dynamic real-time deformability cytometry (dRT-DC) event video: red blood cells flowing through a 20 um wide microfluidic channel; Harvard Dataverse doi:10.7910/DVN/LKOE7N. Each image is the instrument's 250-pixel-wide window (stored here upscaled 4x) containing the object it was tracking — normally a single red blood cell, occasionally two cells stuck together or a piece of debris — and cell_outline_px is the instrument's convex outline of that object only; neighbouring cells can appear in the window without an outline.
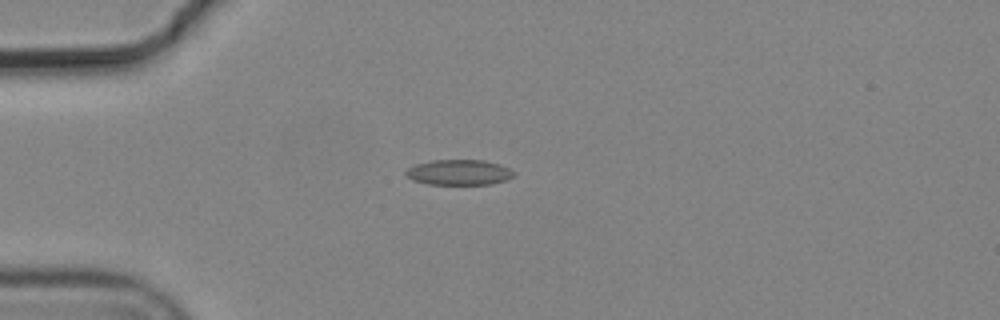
{"species": "common noctule bat (a hibernating species)", "species_latin": "Nyctalus noctula", "temperature_condition": "cold", "stored_images_in_passage": 4, "camera_frame_rate_fps": 3000, "um_per_image_px": 0.085, "animal": {"sex": "male", "body_mass_g": 19.2, "forearm_length_mm": 51.8}, "frame": {"image": 1, "passage_image": 2, "time_ms": 0.333, "image_size_px": [1000, 320], "cell_outline_px": [[516, 176], [508, 180], [492, 184], [428, 184], [412, 180], [404, 172], [408, 168], [416, 164], [432, 160], [484, 160], [500, 164], [516, 172]], "centroid_in_image_um": [39.07, 14.65], "position_along_channel_um": 45.9, "area_um2": 16.13}}
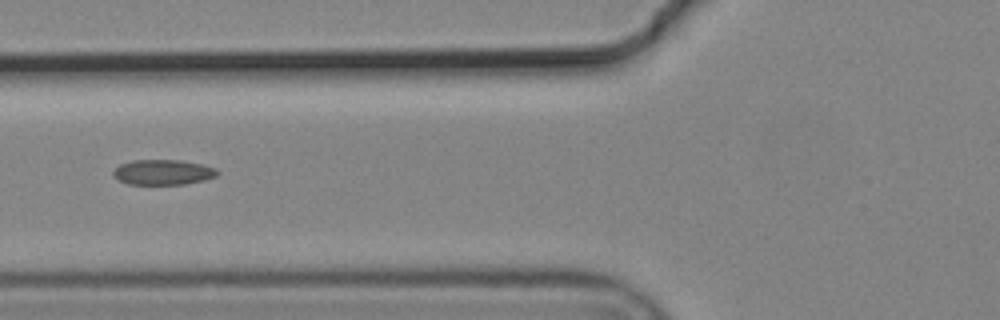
{"frame": {"image": 2, "passage_image": 4, "time_ms": 1.0, "image_size_px": [1000, 320], "cell_outline_px": [[220, 172], [216, 176], [204, 180], [184, 184], [128, 184], [112, 176], [112, 172], [120, 164], [132, 160], [180, 160], [200, 164], [216, 168]], "centroid_in_image_um": [13.85, 14.63], "position_along_channel_um": 112.0, "area_um2": 15.26}}